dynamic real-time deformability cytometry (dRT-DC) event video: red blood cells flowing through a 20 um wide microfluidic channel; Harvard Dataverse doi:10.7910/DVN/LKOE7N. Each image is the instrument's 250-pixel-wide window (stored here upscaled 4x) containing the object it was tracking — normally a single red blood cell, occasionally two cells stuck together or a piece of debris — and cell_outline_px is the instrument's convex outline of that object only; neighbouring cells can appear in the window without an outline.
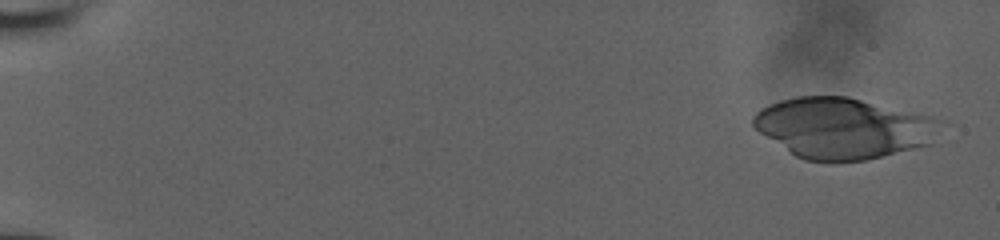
{"species": "human", "species_latin": "Homo sapiens", "temperature_condition": "room temperature", "stored_images_in_passage": 12, "camera_frame_rate_fps": 3000, "um_per_image_px": 0.085, "donor": {"sex": "male"}, "frame": {"image": 1, "passage_image": 1, "time_ms": 0.0, "image_size_px": [1000, 240], "cell_outline_px": [[940, 120], [932, 144], [864, 160], [804, 160], [796, 156], [760, 132], [752, 124], [752, 116], [760, 108], [768, 104], [780, 100], [796, 96], [848, 96], [932, 116]], "centroid_in_image_um": [71.64, 10.86], "position_along_channel_um": 13.4, "area_um2": 65.66}}